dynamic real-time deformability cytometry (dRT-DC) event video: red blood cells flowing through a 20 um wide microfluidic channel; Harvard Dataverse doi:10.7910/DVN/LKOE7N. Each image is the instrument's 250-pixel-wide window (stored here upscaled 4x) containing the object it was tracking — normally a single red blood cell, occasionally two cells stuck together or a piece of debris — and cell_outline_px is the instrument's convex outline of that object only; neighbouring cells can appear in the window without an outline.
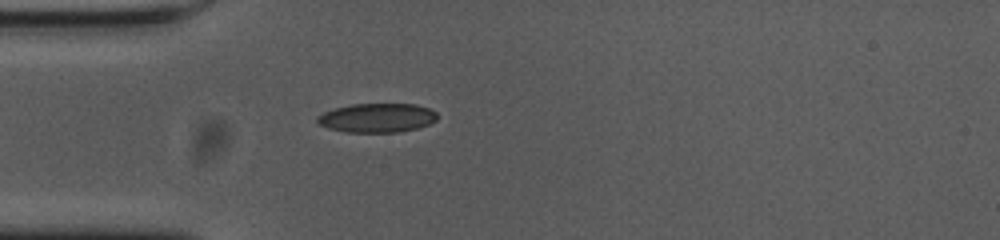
{"species": "common noctule bat (a hibernating species)", "species_latin": "Nyctalus noctula", "temperature_condition": "cold", "stored_images_in_passage": 41, "camera_frame_rate_fps": 3000, "um_per_image_px": 0.085, "animal": {"sex": "female", "body_mass_g": 23.0, "forearm_length_mm": 53.4}, "frame": {"image": 1, "passage_image": 1, "time_ms": 0.0, "image_size_px": [1000, 240], "cell_outline_px": [[436, 120], [428, 124], [416, 128], [396, 132], [344, 132], [328, 128], [320, 124], [316, 120], [316, 116], [324, 112], [336, 108], [352, 104], [416, 104], [428, 108], [436, 112]], "centroid_in_image_um": [32.02, 10.01], "position_along_channel_um": 53.0, "area_um2": 20.17}}
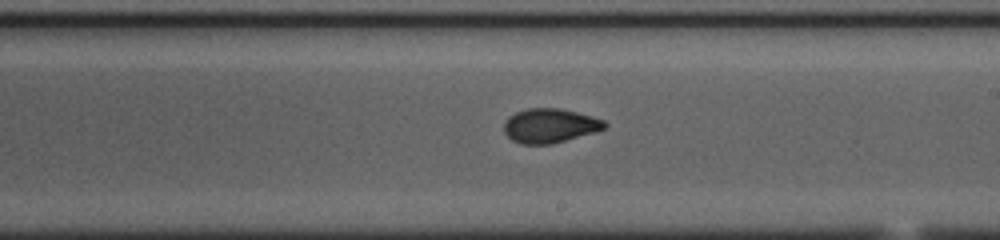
{"frame": {"image": 2, "passage_image": 17, "time_ms": 5.333, "image_size_px": [1000, 240], "cell_outline_px": [[608, 124], [604, 128], [596, 132], [552, 144], [520, 144], [512, 140], [504, 132], [504, 124], [508, 116], [516, 112], [528, 108], [560, 108], [592, 116], [604, 120]], "centroid_in_image_um": [46.74, 10.68], "position_along_channel_um": 242.3, "area_um2": 20.17}}
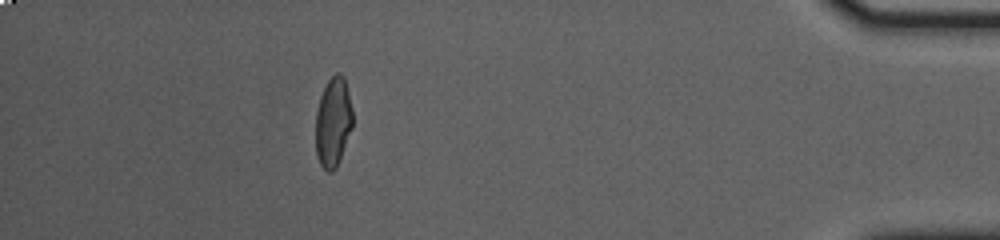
{"frame": {"image": 3, "passage_image": 35, "time_ms": 11.333, "image_size_px": [1000, 240], "cell_outline_px": [[352, 128], [340, 160], [336, 168], [332, 172], [328, 172], [320, 164], [316, 156], [316, 112], [320, 96], [328, 80], [336, 72], [340, 72], [344, 76], [352, 108]], "centroid_in_image_um": [28.32, 10.39], "position_along_channel_um": 406.9, "area_um2": 19.42}, "authors_computed_cell_mechanics": {"area_um2": 19.8832, "velocity_mm_per_s": 3.6686, "shape_relaxation_time_tau1_ms": 5.7744, "shape_relaxation_time_tau2_ms": 1.1633, "deformation_change_tau1": 0.1844, "deformation_change_tau2": 0.0448}}